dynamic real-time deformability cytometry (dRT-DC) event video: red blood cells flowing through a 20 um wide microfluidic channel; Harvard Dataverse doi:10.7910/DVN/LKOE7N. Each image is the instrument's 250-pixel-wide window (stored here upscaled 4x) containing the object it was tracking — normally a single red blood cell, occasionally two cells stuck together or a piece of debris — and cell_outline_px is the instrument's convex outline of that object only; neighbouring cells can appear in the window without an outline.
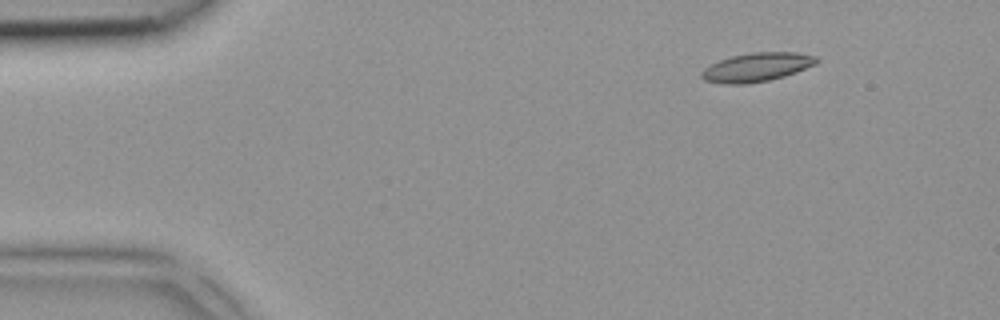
{"species": "common noctule bat (a hibernating species)", "species_latin": "Nyctalus noctula", "temperature_condition": "room temperature", "stored_images_in_passage": 3, "camera_frame_rate_fps": 3000, "um_per_image_px": 0.085, "animal": {"sex": "female", "body_mass_g": 18.4}, "frame": {"image": 1, "passage_image": 1, "time_ms": 0.0, "image_size_px": [1000, 320], "cell_outline_px": [[820, 60], [816, 64], [796, 72], [784, 76], [768, 80], [748, 84], [724, 84], [704, 80], [700, 76], [700, 72], [704, 68], [720, 60], [732, 56], [752, 52], [796, 52], [816, 56]], "centroid_in_image_um": [64.33, 5.71], "position_along_channel_um": 20.7, "area_um2": 19.31}}
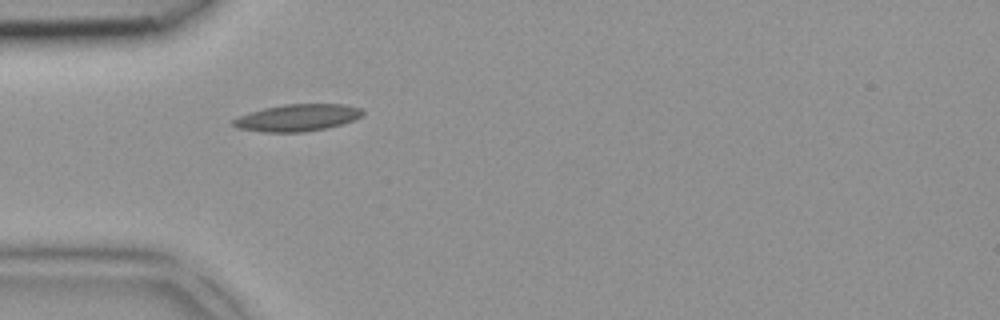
{"frame": {"image": 2, "passage_image": 3, "time_ms": 0.667, "image_size_px": [1000, 320], "cell_outline_px": [[364, 116], [340, 124], [324, 128], [304, 132], [264, 132], [236, 128], [232, 124], [232, 120], [240, 116], [264, 108], [284, 104], [344, 104], [360, 108], [364, 112]], "centroid_in_image_um": [25.28, 10.0], "position_along_channel_um": 59.7, "area_um2": 20.17}}